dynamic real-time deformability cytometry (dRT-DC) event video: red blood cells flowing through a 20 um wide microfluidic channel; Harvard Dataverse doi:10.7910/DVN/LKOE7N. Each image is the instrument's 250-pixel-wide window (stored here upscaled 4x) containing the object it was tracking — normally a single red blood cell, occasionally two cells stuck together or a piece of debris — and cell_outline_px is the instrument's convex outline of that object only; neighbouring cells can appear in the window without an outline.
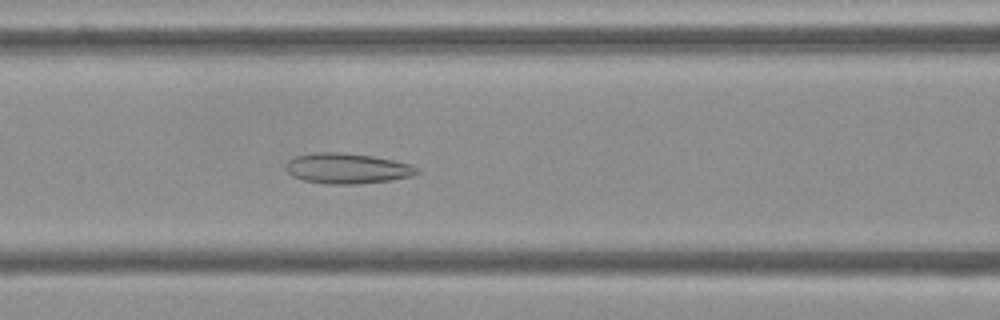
{"species": "Egyptian fruit bat (a non-hibernating species)", "species_latin": "Rousettus aegyptiacus", "temperature_condition": "cold", "stored_images_in_passage": 41, "camera_frame_rate_fps": 3000, "um_per_image_px": 0.085, "frame": {"image": 1, "passage_image": 17, "time_ms": 5.333, "image_size_px": [1000, 320], "cell_outline_px": [[420, 172], [412, 176], [388, 180], [356, 184], [324, 184], [304, 180], [292, 176], [288, 172], [288, 160], [296, 156], [320, 152], [344, 152], [372, 156], [412, 164], [420, 168]], "centroid_in_image_um": [29.55, 14.31], "position_along_channel_um": 137.0, "area_um2": 23.12}}
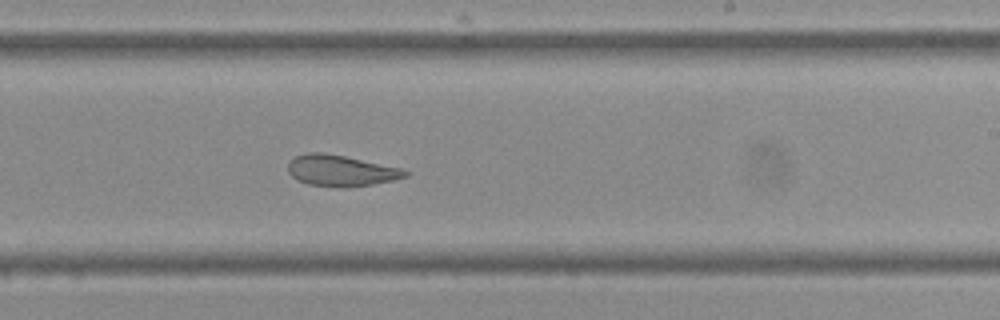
{"frame": {"image": 2, "passage_image": 27, "time_ms": 8.667, "image_size_px": [1000, 320], "cell_outline_px": [[408, 176], [392, 180], [372, 184], [340, 188], [336, 188], [308, 184], [296, 180], [288, 172], [288, 160], [296, 156], [308, 152], [320, 152], [344, 156], [400, 168], [408, 172]], "centroid_in_image_um": [28.91, 14.51], "position_along_channel_um": 260.1, "area_um2": 21.15}}
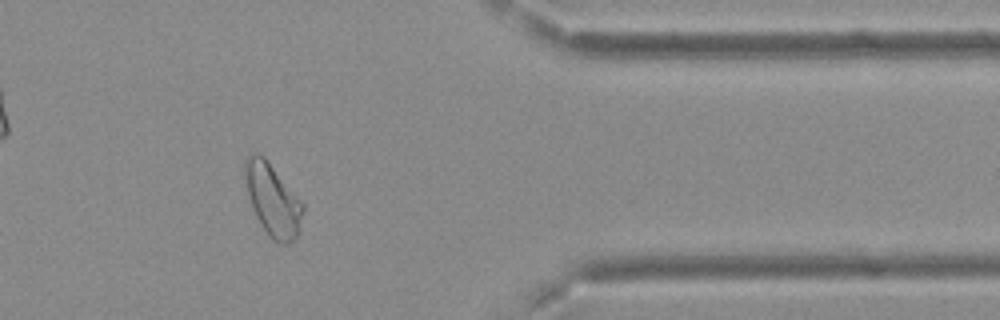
{"frame": {"image": 3, "passage_image": 39, "time_ms": 12.667, "image_size_px": [1000, 320], "cell_outline_px": [[304, 208], [296, 236], [288, 244], [280, 244], [272, 240], [264, 228], [252, 204], [248, 192], [244, 176], [244, 160], [252, 152], [256, 152], [264, 156], [304, 204]], "centroid_in_image_um": [23.17, 16.94], "position_along_channel_um": 388.2, "area_um2": 23.76}, "authors_computed_cell_mechanics": {"area_um2": 23.409, "velocity_mm_per_s": 3.6951, "shape_relaxation_time_tau1_ms": null, "shape_relaxation_time_tau2_ms": 2.8563, "deformation_change_tau1": null, "deformation_change_tau2": 0.1084}}